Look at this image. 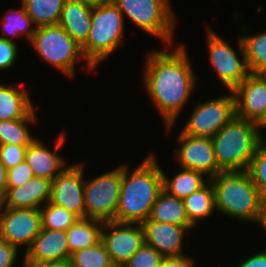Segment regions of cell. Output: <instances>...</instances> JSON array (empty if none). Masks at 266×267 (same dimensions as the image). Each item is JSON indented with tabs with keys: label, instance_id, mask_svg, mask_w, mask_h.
<instances>
[{
	"label": "cell",
	"instance_id": "obj_34",
	"mask_svg": "<svg viewBox=\"0 0 266 267\" xmlns=\"http://www.w3.org/2000/svg\"><path fill=\"white\" fill-rule=\"evenodd\" d=\"M27 147L15 144L0 145V161L7 170L25 161Z\"/></svg>",
	"mask_w": 266,
	"mask_h": 267
},
{
	"label": "cell",
	"instance_id": "obj_43",
	"mask_svg": "<svg viewBox=\"0 0 266 267\" xmlns=\"http://www.w3.org/2000/svg\"><path fill=\"white\" fill-rule=\"evenodd\" d=\"M261 215H266V193L261 195Z\"/></svg>",
	"mask_w": 266,
	"mask_h": 267
},
{
	"label": "cell",
	"instance_id": "obj_17",
	"mask_svg": "<svg viewBox=\"0 0 266 267\" xmlns=\"http://www.w3.org/2000/svg\"><path fill=\"white\" fill-rule=\"evenodd\" d=\"M70 254L66 231L41 228L26 249L23 263L69 261Z\"/></svg>",
	"mask_w": 266,
	"mask_h": 267
},
{
	"label": "cell",
	"instance_id": "obj_26",
	"mask_svg": "<svg viewBox=\"0 0 266 267\" xmlns=\"http://www.w3.org/2000/svg\"><path fill=\"white\" fill-rule=\"evenodd\" d=\"M36 28L58 25L65 0H21Z\"/></svg>",
	"mask_w": 266,
	"mask_h": 267
},
{
	"label": "cell",
	"instance_id": "obj_44",
	"mask_svg": "<svg viewBox=\"0 0 266 267\" xmlns=\"http://www.w3.org/2000/svg\"><path fill=\"white\" fill-rule=\"evenodd\" d=\"M260 226L264 227L266 231V215H261V221H260Z\"/></svg>",
	"mask_w": 266,
	"mask_h": 267
},
{
	"label": "cell",
	"instance_id": "obj_24",
	"mask_svg": "<svg viewBox=\"0 0 266 267\" xmlns=\"http://www.w3.org/2000/svg\"><path fill=\"white\" fill-rule=\"evenodd\" d=\"M181 169L182 171L177 173L172 179L168 178L162 171L163 190L169 195L184 199L191 193L199 190L209 181V179L201 172L187 168ZM203 177H205V179Z\"/></svg>",
	"mask_w": 266,
	"mask_h": 267
},
{
	"label": "cell",
	"instance_id": "obj_37",
	"mask_svg": "<svg viewBox=\"0 0 266 267\" xmlns=\"http://www.w3.org/2000/svg\"><path fill=\"white\" fill-rule=\"evenodd\" d=\"M17 255L18 248L16 246L0 239V267H13Z\"/></svg>",
	"mask_w": 266,
	"mask_h": 267
},
{
	"label": "cell",
	"instance_id": "obj_21",
	"mask_svg": "<svg viewBox=\"0 0 266 267\" xmlns=\"http://www.w3.org/2000/svg\"><path fill=\"white\" fill-rule=\"evenodd\" d=\"M147 220L186 226L190 230L194 225L190 222L183 199L169 195L162 190L155 201Z\"/></svg>",
	"mask_w": 266,
	"mask_h": 267
},
{
	"label": "cell",
	"instance_id": "obj_19",
	"mask_svg": "<svg viewBox=\"0 0 266 267\" xmlns=\"http://www.w3.org/2000/svg\"><path fill=\"white\" fill-rule=\"evenodd\" d=\"M50 192L51 180L33 176L22 186L7 187L2 207L40 209L50 201Z\"/></svg>",
	"mask_w": 266,
	"mask_h": 267
},
{
	"label": "cell",
	"instance_id": "obj_42",
	"mask_svg": "<svg viewBox=\"0 0 266 267\" xmlns=\"http://www.w3.org/2000/svg\"><path fill=\"white\" fill-rule=\"evenodd\" d=\"M68 1L78 2V3H81L83 5L93 8L99 5L100 3H102L104 0H68Z\"/></svg>",
	"mask_w": 266,
	"mask_h": 267
},
{
	"label": "cell",
	"instance_id": "obj_41",
	"mask_svg": "<svg viewBox=\"0 0 266 267\" xmlns=\"http://www.w3.org/2000/svg\"><path fill=\"white\" fill-rule=\"evenodd\" d=\"M7 190V169L0 161V199L2 200Z\"/></svg>",
	"mask_w": 266,
	"mask_h": 267
},
{
	"label": "cell",
	"instance_id": "obj_31",
	"mask_svg": "<svg viewBox=\"0 0 266 267\" xmlns=\"http://www.w3.org/2000/svg\"><path fill=\"white\" fill-rule=\"evenodd\" d=\"M40 212L44 229L67 231L79 218L73 212L50 202L42 206Z\"/></svg>",
	"mask_w": 266,
	"mask_h": 267
},
{
	"label": "cell",
	"instance_id": "obj_28",
	"mask_svg": "<svg viewBox=\"0 0 266 267\" xmlns=\"http://www.w3.org/2000/svg\"><path fill=\"white\" fill-rule=\"evenodd\" d=\"M3 33L5 36H0L6 40L13 41L15 36L26 35V39L30 41L33 34L35 33L36 27H33L34 24L32 18L27 14L25 7L22 5L21 9H11L4 16L2 20ZM32 25V26H31ZM33 27V28H32ZM13 35L12 37L9 36Z\"/></svg>",
	"mask_w": 266,
	"mask_h": 267
},
{
	"label": "cell",
	"instance_id": "obj_30",
	"mask_svg": "<svg viewBox=\"0 0 266 267\" xmlns=\"http://www.w3.org/2000/svg\"><path fill=\"white\" fill-rule=\"evenodd\" d=\"M69 263L71 267H108L113 264L102 241L94 246L72 252Z\"/></svg>",
	"mask_w": 266,
	"mask_h": 267
},
{
	"label": "cell",
	"instance_id": "obj_6",
	"mask_svg": "<svg viewBox=\"0 0 266 267\" xmlns=\"http://www.w3.org/2000/svg\"><path fill=\"white\" fill-rule=\"evenodd\" d=\"M122 15L143 31L158 37L166 46L173 44L175 16L170 0H112ZM168 44V45H167Z\"/></svg>",
	"mask_w": 266,
	"mask_h": 267
},
{
	"label": "cell",
	"instance_id": "obj_5",
	"mask_svg": "<svg viewBox=\"0 0 266 267\" xmlns=\"http://www.w3.org/2000/svg\"><path fill=\"white\" fill-rule=\"evenodd\" d=\"M124 19L112 0H104L93 7L89 35L81 46L87 68L93 70L121 46L125 32Z\"/></svg>",
	"mask_w": 266,
	"mask_h": 267
},
{
	"label": "cell",
	"instance_id": "obj_39",
	"mask_svg": "<svg viewBox=\"0 0 266 267\" xmlns=\"http://www.w3.org/2000/svg\"><path fill=\"white\" fill-rule=\"evenodd\" d=\"M236 267H266V249L245 259Z\"/></svg>",
	"mask_w": 266,
	"mask_h": 267
},
{
	"label": "cell",
	"instance_id": "obj_14",
	"mask_svg": "<svg viewBox=\"0 0 266 267\" xmlns=\"http://www.w3.org/2000/svg\"><path fill=\"white\" fill-rule=\"evenodd\" d=\"M177 140L181 147L175 150L174 158L180 163V168L196 170L208 179L223 171L217 164L211 138L181 132Z\"/></svg>",
	"mask_w": 266,
	"mask_h": 267
},
{
	"label": "cell",
	"instance_id": "obj_29",
	"mask_svg": "<svg viewBox=\"0 0 266 267\" xmlns=\"http://www.w3.org/2000/svg\"><path fill=\"white\" fill-rule=\"evenodd\" d=\"M240 38L249 73H261L266 67V32Z\"/></svg>",
	"mask_w": 266,
	"mask_h": 267
},
{
	"label": "cell",
	"instance_id": "obj_46",
	"mask_svg": "<svg viewBox=\"0 0 266 267\" xmlns=\"http://www.w3.org/2000/svg\"><path fill=\"white\" fill-rule=\"evenodd\" d=\"M108 267H122V266H119V265H116V264H111L110 266H108Z\"/></svg>",
	"mask_w": 266,
	"mask_h": 267
},
{
	"label": "cell",
	"instance_id": "obj_11",
	"mask_svg": "<svg viewBox=\"0 0 266 267\" xmlns=\"http://www.w3.org/2000/svg\"><path fill=\"white\" fill-rule=\"evenodd\" d=\"M101 241L112 263L124 267L128 260L145 244L144 230L139 223H103Z\"/></svg>",
	"mask_w": 266,
	"mask_h": 267
},
{
	"label": "cell",
	"instance_id": "obj_16",
	"mask_svg": "<svg viewBox=\"0 0 266 267\" xmlns=\"http://www.w3.org/2000/svg\"><path fill=\"white\" fill-rule=\"evenodd\" d=\"M145 244L153 247L163 257L183 254V238L190 230L186 226L146 220L142 223Z\"/></svg>",
	"mask_w": 266,
	"mask_h": 267
},
{
	"label": "cell",
	"instance_id": "obj_40",
	"mask_svg": "<svg viewBox=\"0 0 266 267\" xmlns=\"http://www.w3.org/2000/svg\"><path fill=\"white\" fill-rule=\"evenodd\" d=\"M23 267H71L69 261L22 263Z\"/></svg>",
	"mask_w": 266,
	"mask_h": 267
},
{
	"label": "cell",
	"instance_id": "obj_32",
	"mask_svg": "<svg viewBox=\"0 0 266 267\" xmlns=\"http://www.w3.org/2000/svg\"><path fill=\"white\" fill-rule=\"evenodd\" d=\"M247 171L260 195L266 193V139L257 147Z\"/></svg>",
	"mask_w": 266,
	"mask_h": 267
},
{
	"label": "cell",
	"instance_id": "obj_13",
	"mask_svg": "<svg viewBox=\"0 0 266 267\" xmlns=\"http://www.w3.org/2000/svg\"><path fill=\"white\" fill-rule=\"evenodd\" d=\"M83 163L71 164L51 181L50 203L85 217Z\"/></svg>",
	"mask_w": 266,
	"mask_h": 267
},
{
	"label": "cell",
	"instance_id": "obj_15",
	"mask_svg": "<svg viewBox=\"0 0 266 267\" xmlns=\"http://www.w3.org/2000/svg\"><path fill=\"white\" fill-rule=\"evenodd\" d=\"M236 116L266 128V78L250 73L234 90Z\"/></svg>",
	"mask_w": 266,
	"mask_h": 267
},
{
	"label": "cell",
	"instance_id": "obj_10",
	"mask_svg": "<svg viewBox=\"0 0 266 267\" xmlns=\"http://www.w3.org/2000/svg\"><path fill=\"white\" fill-rule=\"evenodd\" d=\"M210 63L215 68L224 87L233 91L250 73L247 68L241 38L238 40L242 59L236 51L211 28L207 32Z\"/></svg>",
	"mask_w": 266,
	"mask_h": 267
},
{
	"label": "cell",
	"instance_id": "obj_47",
	"mask_svg": "<svg viewBox=\"0 0 266 267\" xmlns=\"http://www.w3.org/2000/svg\"><path fill=\"white\" fill-rule=\"evenodd\" d=\"M1 208H2V200L0 199V211H1Z\"/></svg>",
	"mask_w": 266,
	"mask_h": 267
},
{
	"label": "cell",
	"instance_id": "obj_35",
	"mask_svg": "<svg viewBox=\"0 0 266 267\" xmlns=\"http://www.w3.org/2000/svg\"><path fill=\"white\" fill-rule=\"evenodd\" d=\"M33 173L26 161L18 163L7 170V187H18L33 177Z\"/></svg>",
	"mask_w": 266,
	"mask_h": 267
},
{
	"label": "cell",
	"instance_id": "obj_45",
	"mask_svg": "<svg viewBox=\"0 0 266 267\" xmlns=\"http://www.w3.org/2000/svg\"><path fill=\"white\" fill-rule=\"evenodd\" d=\"M264 78H266V67L263 69V71L260 73Z\"/></svg>",
	"mask_w": 266,
	"mask_h": 267
},
{
	"label": "cell",
	"instance_id": "obj_2",
	"mask_svg": "<svg viewBox=\"0 0 266 267\" xmlns=\"http://www.w3.org/2000/svg\"><path fill=\"white\" fill-rule=\"evenodd\" d=\"M157 161L155 155L149 153L131 174L127 165H122L116 222L142 224L149 218L158 194L163 190L162 169Z\"/></svg>",
	"mask_w": 266,
	"mask_h": 267
},
{
	"label": "cell",
	"instance_id": "obj_36",
	"mask_svg": "<svg viewBox=\"0 0 266 267\" xmlns=\"http://www.w3.org/2000/svg\"><path fill=\"white\" fill-rule=\"evenodd\" d=\"M15 42L0 37V70L9 69L17 58Z\"/></svg>",
	"mask_w": 266,
	"mask_h": 267
},
{
	"label": "cell",
	"instance_id": "obj_4",
	"mask_svg": "<svg viewBox=\"0 0 266 267\" xmlns=\"http://www.w3.org/2000/svg\"><path fill=\"white\" fill-rule=\"evenodd\" d=\"M262 127L236 115L212 138L215 158L223 171H246L257 147L266 139Z\"/></svg>",
	"mask_w": 266,
	"mask_h": 267
},
{
	"label": "cell",
	"instance_id": "obj_8",
	"mask_svg": "<svg viewBox=\"0 0 266 267\" xmlns=\"http://www.w3.org/2000/svg\"><path fill=\"white\" fill-rule=\"evenodd\" d=\"M122 181V165L96 176L84 179L85 217L103 223L115 221Z\"/></svg>",
	"mask_w": 266,
	"mask_h": 267
},
{
	"label": "cell",
	"instance_id": "obj_33",
	"mask_svg": "<svg viewBox=\"0 0 266 267\" xmlns=\"http://www.w3.org/2000/svg\"><path fill=\"white\" fill-rule=\"evenodd\" d=\"M163 256L153 247L144 244L124 267H159Z\"/></svg>",
	"mask_w": 266,
	"mask_h": 267
},
{
	"label": "cell",
	"instance_id": "obj_25",
	"mask_svg": "<svg viewBox=\"0 0 266 267\" xmlns=\"http://www.w3.org/2000/svg\"><path fill=\"white\" fill-rule=\"evenodd\" d=\"M187 216L196 227L201 218L209 217L215 208L213 185L209 180L199 190L183 199Z\"/></svg>",
	"mask_w": 266,
	"mask_h": 267
},
{
	"label": "cell",
	"instance_id": "obj_9",
	"mask_svg": "<svg viewBox=\"0 0 266 267\" xmlns=\"http://www.w3.org/2000/svg\"><path fill=\"white\" fill-rule=\"evenodd\" d=\"M229 93L207 102H198L181 132L212 138L236 115L235 96L233 91Z\"/></svg>",
	"mask_w": 266,
	"mask_h": 267
},
{
	"label": "cell",
	"instance_id": "obj_23",
	"mask_svg": "<svg viewBox=\"0 0 266 267\" xmlns=\"http://www.w3.org/2000/svg\"><path fill=\"white\" fill-rule=\"evenodd\" d=\"M103 222L78 218V220L66 231L68 250L70 253L85 249L101 241Z\"/></svg>",
	"mask_w": 266,
	"mask_h": 267
},
{
	"label": "cell",
	"instance_id": "obj_12",
	"mask_svg": "<svg viewBox=\"0 0 266 267\" xmlns=\"http://www.w3.org/2000/svg\"><path fill=\"white\" fill-rule=\"evenodd\" d=\"M42 228L40 209L6 208L0 211V239L16 246H31Z\"/></svg>",
	"mask_w": 266,
	"mask_h": 267
},
{
	"label": "cell",
	"instance_id": "obj_18",
	"mask_svg": "<svg viewBox=\"0 0 266 267\" xmlns=\"http://www.w3.org/2000/svg\"><path fill=\"white\" fill-rule=\"evenodd\" d=\"M65 139L64 133L57 137L54 151L49 150L37 138L27 147L25 161L31 168L34 176L47 178L52 181L67 167L63 158L57 154L58 150L63 147Z\"/></svg>",
	"mask_w": 266,
	"mask_h": 267
},
{
	"label": "cell",
	"instance_id": "obj_27",
	"mask_svg": "<svg viewBox=\"0 0 266 267\" xmlns=\"http://www.w3.org/2000/svg\"><path fill=\"white\" fill-rule=\"evenodd\" d=\"M36 121L35 110L25 118L0 121V145L29 146L36 138L30 135L27 123Z\"/></svg>",
	"mask_w": 266,
	"mask_h": 267
},
{
	"label": "cell",
	"instance_id": "obj_38",
	"mask_svg": "<svg viewBox=\"0 0 266 267\" xmlns=\"http://www.w3.org/2000/svg\"><path fill=\"white\" fill-rule=\"evenodd\" d=\"M192 256L180 255L163 257L159 267H194Z\"/></svg>",
	"mask_w": 266,
	"mask_h": 267
},
{
	"label": "cell",
	"instance_id": "obj_7",
	"mask_svg": "<svg viewBox=\"0 0 266 267\" xmlns=\"http://www.w3.org/2000/svg\"><path fill=\"white\" fill-rule=\"evenodd\" d=\"M44 60L72 77L76 62L85 60L81 46L59 25L42 26L29 41Z\"/></svg>",
	"mask_w": 266,
	"mask_h": 267
},
{
	"label": "cell",
	"instance_id": "obj_20",
	"mask_svg": "<svg viewBox=\"0 0 266 267\" xmlns=\"http://www.w3.org/2000/svg\"><path fill=\"white\" fill-rule=\"evenodd\" d=\"M92 9L78 2L65 0L58 25L61 26L80 46L88 38Z\"/></svg>",
	"mask_w": 266,
	"mask_h": 267
},
{
	"label": "cell",
	"instance_id": "obj_3",
	"mask_svg": "<svg viewBox=\"0 0 266 267\" xmlns=\"http://www.w3.org/2000/svg\"><path fill=\"white\" fill-rule=\"evenodd\" d=\"M209 180L218 211L229 217L260 224L261 195L247 170L222 171Z\"/></svg>",
	"mask_w": 266,
	"mask_h": 267
},
{
	"label": "cell",
	"instance_id": "obj_1",
	"mask_svg": "<svg viewBox=\"0 0 266 267\" xmlns=\"http://www.w3.org/2000/svg\"><path fill=\"white\" fill-rule=\"evenodd\" d=\"M166 51L147 53L144 86L170 131L187 105L198 78L183 44H178L172 52Z\"/></svg>",
	"mask_w": 266,
	"mask_h": 267
},
{
	"label": "cell",
	"instance_id": "obj_22",
	"mask_svg": "<svg viewBox=\"0 0 266 267\" xmlns=\"http://www.w3.org/2000/svg\"><path fill=\"white\" fill-rule=\"evenodd\" d=\"M34 110L27 91L20 86L0 84V121L27 117Z\"/></svg>",
	"mask_w": 266,
	"mask_h": 267
}]
</instances>
